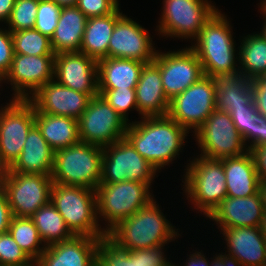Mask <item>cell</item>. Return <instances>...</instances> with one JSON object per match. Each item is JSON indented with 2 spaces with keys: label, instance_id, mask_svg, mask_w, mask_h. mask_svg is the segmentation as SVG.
<instances>
[{
  "label": "cell",
  "instance_id": "1",
  "mask_svg": "<svg viewBox=\"0 0 266 266\" xmlns=\"http://www.w3.org/2000/svg\"><path fill=\"white\" fill-rule=\"evenodd\" d=\"M140 119L128 124L125 138L160 173L161 168L179 158L191 132L168 115Z\"/></svg>",
  "mask_w": 266,
  "mask_h": 266
},
{
  "label": "cell",
  "instance_id": "2",
  "mask_svg": "<svg viewBox=\"0 0 266 266\" xmlns=\"http://www.w3.org/2000/svg\"><path fill=\"white\" fill-rule=\"evenodd\" d=\"M154 198L148 205L120 221L107 237L124 250L157 247L178 239L181 234L164 216Z\"/></svg>",
  "mask_w": 266,
  "mask_h": 266
},
{
  "label": "cell",
  "instance_id": "3",
  "mask_svg": "<svg viewBox=\"0 0 266 266\" xmlns=\"http://www.w3.org/2000/svg\"><path fill=\"white\" fill-rule=\"evenodd\" d=\"M228 20L218 9L191 43L206 76L239 70V51L235 48L233 26Z\"/></svg>",
  "mask_w": 266,
  "mask_h": 266
},
{
  "label": "cell",
  "instance_id": "4",
  "mask_svg": "<svg viewBox=\"0 0 266 266\" xmlns=\"http://www.w3.org/2000/svg\"><path fill=\"white\" fill-rule=\"evenodd\" d=\"M189 161L182 177L183 193L198 214L208 217L227 197L223 163L199 155Z\"/></svg>",
  "mask_w": 266,
  "mask_h": 266
},
{
  "label": "cell",
  "instance_id": "5",
  "mask_svg": "<svg viewBox=\"0 0 266 266\" xmlns=\"http://www.w3.org/2000/svg\"><path fill=\"white\" fill-rule=\"evenodd\" d=\"M50 202L63 217L74 236L98 239L107 236L98 220L95 190L53 183Z\"/></svg>",
  "mask_w": 266,
  "mask_h": 266
},
{
  "label": "cell",
  "instance_id": "6",
  "mask_svg": "<svg viewBox=\"0 0 266 266\" xmlns=\"http://www.w3.org/2000/svg\"><path fill=\"white\" fill-rule=\"evenodd\" d=\"M103 147L79 142L55 151L53 183L96 190L102 176Z\"/></svg>",
  "mask_w": 266,
  "mask_h": 266
},
{
  "label": "cell",
  "instance_id": "7",
  "mask_svg": "<svg viewBox=\"0 0 266 266\" xmlns=\"http://www.w3.org/2000/svg\"><path fill=\"white\" fill-rule=\"evenodd\" d=\"M152 185L140 181L100 183L96 187L98 220L105 221L108 233L120 221L148 205L153 199ZM151 191V192H150Z\"/></svg>",
  "mask_w": 266,
  "mask_h": 266
},
{
  "label": "cell",
  "instance_id": "8",
  "mask_svg": "<svg viewBox=\"0 0 266 266\" xmlns=\"http://www.w3.org/2000/svg\"><path fill=\"white\" fill-rule=\"evenodd\" d=\"M155 31L161 37L192 39L200 34L204 24L219 9L211 0H163Z\"/></svg>",
  "mask_w": 266,
  "mask_h": 266
},
{
  "label": "cell",
  "instance_id": "9",
  "mask_svg": "<svg viewBox=\"0 0 266 266\" xmlns=\"http://www.w3.org/2000/svg\"><path fill=\"white\" fill-rule=\"evenodd\" d=\"M192 135L204 158L221 160L248 152L244 140L227 112L215 109Z\"/></svg>",
  "mask_w": 266,
  "mask_h": 266
},
{
  "label": "cell",
  "instance_id": "10",
  "mask_svg": "<svg viewBox=\"0 0 266 266\" xmlns=\"http://www.w3.org/2000/svg\"><path fill=\"white\" fill-rule=\"evenodd\" d=\"M9 101L0 107V164L4 170L19 158L28 132L35 125V108L28 100Z\"/></svg>",
  "mask_w": 266,
  "mask_h": 266
},
{
  "label": "cell",
  "instance_id": "11",
  "mask_svg": "<svg viewBox=\"0 0 266 266\" xmlns=\"http://www.w3.org/2000/svg\"><path fill=\"white\" fill-rule=\"evenodd\" d=\"M53 181L45 174L4 172L0 177L13 216L31 217L50 202Z\"/></svg>",
  "mask_w": 266,
  "mask_h": 266
},
{
  "label": "cell",
  "instance_id": "12",
  "mask_svg": "<svg viewBox=\"0 0 266 266\" xmlns=\"http://www.w3.org/2000/svg\"><path fill=\"white\" fill-rule=\"evenodd\" d=\"M157 170L126 139L103 147L100 183L140 181L152 185Z\"/></svg>",
  "mask_w": 266,
  "mask_h": 266
},
{
  "label": "cell",
  "instance_id": "13",
  "mask_svg": "<svg viewBox=\"0 0 266 266\" xmlns=\"http://www.w3.org/2000/svg\"><path fill=\"white\" fill-rule=\"evenodd\" d=\"M128 122L101 96L92 97L78 119L80 142L106 147L125 138Z\"/></svg>",
  "mask_w": 266,
  "mask_h": 266
},
{
  "label": "cell",
  "instance_id": "14",
  "mask_svg": "<svg viewBox=\"0 0 266 266\" xmlns=\"http://www.w3.org/2000/svg\"><path fill=\"white\" fill-rule=\"evenodd\" d=\"M215 109L214 86L210 77L204 75L183 93L170 100L167 115L188 132L191 130L194 133Z\"/></svg>",
  "mask_w": 266,
  "mask_h": 266
},
{
  "label": "cell",
  "instance_id": "15",
  "mask_svg": "<svg viewBox=\"0 0 266 266\" xmlns=\"http://www.w3.org/2000/svg\"><path fill=\"white\" fill-rule=\"evenodd\" d=\"M153 62L160 68L164 93L169 101L204 76L202 64L189 45L165 53L157 50Z\"/></svg>",
  "mask_w": 266,
  "mask_h": 266
},
{
  "label": "cell",
  "instance_id": "16",
  "mask_svg": "<svg viewBox=\"0 0 266 266\" xmlns=\"http://www.w3.org/2000/svg\"><path fill=\"white\" fill-rule=\"evenodd\" d=\"M56 55L15 54L3 82L12 87V99H29L39 88L54 79Z\"/></svg>",
  "mask_w": 266,
  "mask_h": 266
},
{
  "label": "cell",
  "instance_id": "17",
  "mask_svg": "<svg viewBox=\"0 0 266 266\" xmlns=\"http://www.w3.org/2000/svg\"><path fill=\"white\" fill-rule=\"evenodd\" d=\"M150 35L146 28L124 14L113 29L108 44V57L153 62L157 49Z\"/></svg>",
  "mask_w": 266,
  "mask_h": 266
},
{
  "label": "cell",
  "instance_id": "18",
  "mask_svg": "<svg viewBox=\"0 0 266 266\" xmlns=\"http://www.w3.org/2000/svg\"><path fill=\"white\" fill-rule=\"evenodd\" d=\"M54 79L75 91L99 95L97 61L81 52L59 53L55 56Z\"/></svg>",
  "mask_w": 266,
  "mask_h": 266
},
{
  "label": "cell",
  "instance_id": "19",
  "mask_svg": "<svg viewBox=\"0 0 266 266\" xmlns=\"http://www.w3.org/2000/svg\"><path fill=\"white\" fill-rule=\"evenodd\" d=\"M27 100L34 106L35 112L68 116L78 120L87 109L91 97L65 87L53 79Z\"/></svg>",
  "mask_w": 266,
  "mask_h": 266
},
{
  "label": "cell",
  "instance_id": "20",
  "mask_svg": "<svg viewBox=\"0 0 266 266\" xmlns=\"http://www.w3.org/2000/svg\"><path fill=\"white\" fill-rule=\"evenodd\" d=\"M260 191L249 197L227 196L207 219L214 221L219 230L234 227H260L264 214Z\"/></svg>",
  "mask_w": 266,
  "mask_h": 266
},
{
  "label": "cell",
  "instance_id": "21",
  "mask_svg": "<svg viewBox=\"0 0 266 266\" xmlns=\"http://www.w3.org/2000/svg\"><path fill=\"white\" fill-rule=\"evenodd\" d=\"M98 241L96 237L73 236L46 246L35 263L37 266H96Z\"/></svg>",
  "mask_w": 266,
  "mask_h": 266
},
{
  "label": "cell",
  "instance_id": "22",
  "mask_svg": "<svg viewBox=\"0 0 266 266\" xmlns=\"http://www.w3.org/2000/svg\"><path fill=\"white\" fill-rule=\"evenodd\" d=\"M225 240L227 254L242 266H266V238L260 227H234L219 230Z\"/></svg>",
  "mask_w": 266,
  "mask_h": 266
},
{
  "label": "cell",
  "instance_id": "23",
  "mask_svg": "<svg viewBox=\"0 0 266 266\" xmlns=\"http://www.w3.org/2000/svg\"><path fill=\"white\" fill-rule=\"evenodd\" d=\"M165 245L124 250L106 236L98 241L96 266H164L169 261L165 255Z\"/></svg>",
  "mask_w": 266,
  "mask_h": 266
},
{
  "label": "cell",
  "instance_id": "24",
  "mask_svg": "<svg viewBox=\"0 0 266 266\" xmlns=\"http://www.w3.org/2000/svg\"><path fill=\"white\" fill-rule=\"evenodd\" d=\"M135 91L141 118L167 115L170 101L164 93L160 68L154 62L144 65Z\"/></svg>",
  "mask_w": 266,
  "mask_h": 266
},
{
  "label": "cell",
  "instance_id": "25",
  "mask_svg": "<svg viewBox=\"0 0 266 266\" xmlns=\"http://www.w3.org/2000/svg\"><path fill=\"white\" fill-rule=\"evenodd\" d=\"M216 94V109L229 113L253 102L252 80L239 70L209 76Z\"/></svg>",
  "mask_w": 266,
  "mask_h": 266
},
{
  "label": "cell",
  "instance_id": "26",
  "mask_svg": "<svg viewBox=\"0 0 266 266\" xmlns=\"http://www.w3.org/2000/svg\"><path fill=\"white\" fill-rule=\"evenodd\" d=\"M55 151L34 125L28 132L19 158L4 172L45 174L51 176Z\"/></svg>",
  "mask_w": 266,
  "mask_h": 266
},
{
  "label": "cell",
  "instance_id": "27",
  "mask_svg": "<svg viewBox=\"0 0 266 266\" xmlns=\"http://www.w3.org/2000/svg\"><path fill=\"white\" fill-rule=\"evenodd\" d=\"M221 161L226 176L227 196L242 198L259 192L260 180L249 151Z\"/></svg>",
  "mask_w": 266,
  "mask_h": 266
},
{
  "label": "cell",
  "instance_id": "28",
  "mask_svg": "<svg viewBox=\"0 0 266 266\" xmlns=\"http://www.w3.org/2000/svg\"><path fill=\"white\" fill-rule=\"evenodd\" d=\"M146 63L122 58L97 61L98 89L135 88Z\"/></svg>",
  "mask_w": 266,
  "mask_h": 266
},
{
  "label": "cell",
  "instance_id": "29",
  "mask_svg": "<svg viewBox=\"0 0 266 266\" xmlns=\"http://www.w3.org/2000/svg\"><path fill=\"white\" fill-rule=\"evenodd\" d=\"M87 19L76 6L61 8L57 27L51 37L55 55L80 52Z\"/></svg>",
  "mask_w": 266,
  "mask_h": 266
},
{
  "label": "cell",
  "instance_id": "30",
  "mask_svg": "<svg viewBox=\"0 0 266 266\" xmlns=\"http://www.w3.org/2000/svg\"><path fill=\"white\" fill-rule=\"evenodd\" d=\"M119 7L106 16L88 18L80 52L96 61L108 57V44L116 22L124 15Z\"/></svg>",
  "mask_w": 266,
  "mask_h": 266
},
{
  "label": "cell",
  "instance_id": "31",
  "mask_svg": "<svg viewBox=\"0 0 266 266\" xmlns=\"http://www.w3.org/2000/svg\"><path fill=\"white\" fill-rule=\"evenodd\" d=\"M35 125L54 151L80 142L78 120L72 117L35 112Z\"/></svg>",
  "mask_w": 266,
  "mask_h": 266
},
{
  "label": "cell",
  "instance_id": "32",
  "mask_svg": "<svg viewBox=\"0 0 266 266\" xmlns=\"http://www.w3.org/2000/svg\"><path fill=\"white\" fill-rule=\"evenodd\" d=\"M228 114L248 149L266 144V117L257 111L254 102Z\"/></svg>",
  "mask_w": 266,
  "mask_h": 266
},
{
  "label": "cell",
  "instance_id": "33",
  "mask_svg": "<svg viewBox=\"0 0 266 266\" xmlns=\"http://www.w3.org/2000/svg\"><path fill=\"white\" fill-rule=\"evenodd\" d=\"M248 34L240 40L238 46L239 71L250 80L266 74V41L257 32Z\"/></svg>",
  "mask_w": 266,
  "mask_h": 266
},
{
  "label": "cell",
  "instance_id": "34",
  "mask_svg": "<svg viewBox=\"0 0 266 266\" xmlns=\"http://www.w3.org/2000/svg\"><path fill=\"white\" fill-rule=\"evenodd\" d=\"M31 218L46 246L69 240L74 236L51 202L40 207Z\"/></svg>",
  "mask_w": 266,
  "mask_h": 266
},
{
  "label": "cell",
  "instance_id": "35",
  "mask_svg": "<svg viewBox=\"0 0 266 266\" xmlns=\"http://www.w3.org/2000/svg\"><path fill=\"white\" fill-rule=\"evenodd\" d=\"M8 232L34 263L46 249L31 217L13 216Z\"/></svg>",
  "mask_w": 266,
  "mask_h": 266
},
{
  "label": "cell",
  "instance_id": "36",
  "mask_svg": "<svg viewBox=\"0 0 266 266\" xmlns=\"http://www.w3.org/2000/svg\"><path fill=\"white\" fill-rule=\"evenodd\" d=\"M15 54L55 55L51 39L36 29L11 31Z\"/></svg>",
  "mask_w": 266,
  "mask_h": 266
},
{
  "label": "cell",
  "instance_id": "37",
  "mask_svg": "<svg viewBox=\"0 0 266 266\" xmlns=\"http://www.w3.org/2000/svg\"><path fill=\"white\" fill-rule=\"evenodd\" d=\"M39 0H15L9 20L6 22L10 31L34 29Z\"/></svg>",
  "mask_w": 266,
  "mask_h": 266
},
{
  "label": "cell",
  "instance_id": "38",
  "mask_svg": "<svg viewBox=\"0 0 266 266\" xmlns=\"http://www.w3.org/2000/svg\"><path fill=\"white\" fill-rule=\"evenodd\" d=\"M98 91L99 95H101L120 116L130 123L128 113L134 110L138 112L135 88L98 89Z\"/></svg>",
  "mask_w": 266,
  "mask_h": 266
},
{
  "label": "cell",
  "instance_id": "39",
  "mask_svg": "<svg viewBox=\"0 0 266 266\" xmlns=\"http://www.w3.org/2000/svg\"><path fill=\"white\" fill-rule=\"evenodd\" d=\"M34 262L18 246L9 232L0 234V266H32Z\"/></svg>",
  "mask_w": 266,
  "mask_h": 266
},
{
  "label": "cell",
  "instance_id": "40",
  "mask_svg": "<svg viewBox=\"0 0 266 266\" xmlns=\"http://www.w3.org/2000/svg\"><path fill=\"white\" fill-rule=\"evenodd\" d=\"M61 8L52 0H39L34 29L48 36H53L59 20Z\"/></svg>",
  "mask_w": 266,
  "mask_h": 266
},
{
  "label": "cell",
  "instance_id": "41",
  "mask_svg": "<svg viewBox=\"0 0 266 266\" xmlns=\"http://www.w3.org/2000/svg\"><path fill=\"white\" fill-rule=\"evenodd\" d=\"M119 5V0H77L76 7L87 18H92L112 14Z\"/></svg>",
  "mask_w": 266,
  "mask_h": 266
},
{
  "label": "cell",
  "instance_id": "42",
  "mask_svg": "<svg viewBox=\"0 0 266 266\" xmlns=\"http://www.w3.org/2000/svg\"><path fill=\"white\" fill-rule=\"evenodd\" d=\"M14 47L12 33L7 27L0 28V76L9 72L13 60Z\"/></svg>",
  "mask_w": 266,
  "mask_h": 266
},
{
  "label": "cell",
  "instance_id": "43",
  "mask_svg": "<svg viewBox=\"0 0 266 266\" xmlns=\"http://www.w3.org/2000/svg\"><path fill=\"white\" fill-rule=\"evenodd\" d=\"M252 93L257 111L266 117V74L252 80Z\"/></svg>",
  "mask_w": 266,
  "mask_h": 266
},
{
  "label": "cell",
  "instance_id": "44",
  "mask_svg": "<svg viewBox=\"0 0 266 266\" xmlns=\"http://www.w3.org/2000/svg\"><path fill=\"white\" fill-rule=\"evenodd\" d=\"M251 153L260 181H266V144L248 149Z\"/></svg>",
  "mask_w": 266,
  "mask_h": 266
},
{
  "label": "cell",
  "instance_id": "45",
  "mask_svg": "<svg viewBox=\"0 0 266 266\" xmlns=\"http://www.w3.org/2000/svg\"><path fill=\"white\" fill-rule=\"evenodd\" d=\"M12 217L7 196L0 186V234L8 232Z\"/></svg>",
  "mask_w": 266,
  "mask_h": 266
},
{
  "label": "cell",
  "instance_id": "46",
  "mask_svg": "<svg viewBox=\"0 0 266 266\" xmlns=\"http://www.w3.org/2000/svg\"><path fill=\"white\" fill-rule=\"evenodd\" d=\"M210 266H242V264L234 256L221 252L212 257Z\"/></svg>",
  "mask_w": 266,
  "mask_h": 266
},
{
  "label": "cell",
  "instance_id": "47",
  "mask_svg": "<svg viewBox=\"0 0 266 266\" xmlns=\"http://www.w3.org/2000/svg\"><path fill=\"white\" fill-rule=\"evenodd\" d=\"M187 256L189 257L186 259L184 266H210V260L206 258L202 250L200 252L195 250L192 254L191 252L190 255L187 254Z\"/></svg>",
  "mask_w": 266,
  "mask_h": 266
},
{
  "label": "cell",
  "instance_id": "48",
  "mask_svg": "<svg viewBox=\"0 0 266 266\" xmlns=\"http://www.w3.org/2000/svg\"><path fill=\"white\" fill-rule=\"evenodd\" d=\"M15 0H0V24L9 20L11 11L14 7Z\"/></svg>",
  "mask_w": 266,
  "mask_h": 266
},
{
  "label": "cell",
  "instance_id": "49",
  "mask_svg": "<svg viewBox=\"0 0 266 266\" xmlns=\"http://www.w3.org/2000/svg\"><path fill=\"white\" fill-rule=\"evenodd\" d=\"M52 1H54L60 8L76 6L77 4V0H52Z\"/></svg>",
  "mask_w": 266,
  "mask_h": 266
},
{
  "label": "cell",
  "instance_id": "50",
  "mask_svg": "<svg viewBox=\"0 0 266 266\" xmlns=\"http://www.w3.org/2000/svg\"><path fill=\"white\" fill-rule=\"evenodd\" d=\"M259 191L262 195L264 211H266V181H260V190Z\"/></svg>",
  "mask_w": 266,
  "mask_h": 266
},
{
  "label": "cell",
  "instance_id": "51",
  "mask_svg": "<svg viewBox=\"0 0 266 266\" xmlns=\"http://www.w3.org/2000/svg\"><path fill=\"white\" fill-rule=\"evenodd\" d=\"M259 5H260L259 6L260 9H258V10L261 11L260 14H262V16H263L262 19H264V18H266V0H263L262 2H260Z\"/></svg>",
  "mask_w": 266,
  "mask_h": 266
},
{
  "label": "cell",
  "instance_id": "52",
  "mask_svg": "<svg viewBox=\"0 0 266 266\" xmlns=\"http://www.w3.org/2000/svg\"><path fill=\"white\" fill-rule=\"evenodd\" d=\"M261 232L266 238V211L263 214L262 223H261Z\"/></svg>",
  "mask_w": 266,
  "mask_h": 266
},
{
  "label": "cell",
  "instance_id": "53",
  "mask_svg": "<svg viewBox=\"0 0 266 266\" xmlns=\"http://www.w3.org/2000/svg\"><path fill=\"white\" fill-rule=\"evenodd\" d=\"M263 27L261 28L260 35L263 37V39L266 41V18L264 19L263 22Z\"/></svg>",
  "mask_w": 266,
  "mask_h": 266
},
{
  "label": "cell",
  "instance_id": "54",
  "mask_svg": "<svg viewBox=\"0 0 266 266\" xmlns=\"http://www.w3.org/2000/svg\"><path fill=\"white\" fill-rule=\"evenodd\" d=\"M164 266H178V264L176 265V263H173L171 260V261H168Z\"/></svg>",
  "mask_w": 266,
  "mask_h": 266
},
{
  "label": "cell",
  "instance_id": "55",
  "mask_svg": "<svg viewBox=\"0 0 266 266\" xmlns=\"http://www.w3.org/2000/svg\"><path fill=\"white\" fill-rule=\"evenodd\" d=\"M4 169L2 168L1 164H0V177L2 176V174L4 173Z\"/></svg>",
  "mask_w": 266,
  "mask_h": 266
},
{
  "label": "cell",
  "instance_id": "56",
  "mask_svg": "<svg viewBox=\"0 0 266 266\" xmlns=\"http://www.w3.org/2000/svg\"><path fill=\"white\" fill-rule=\"evenodd\" d=\"M3 84V78L0 76V86Z\"/></svg>",
  "mask_w": 266,
  "mask_h": 266
}]
</instances>
